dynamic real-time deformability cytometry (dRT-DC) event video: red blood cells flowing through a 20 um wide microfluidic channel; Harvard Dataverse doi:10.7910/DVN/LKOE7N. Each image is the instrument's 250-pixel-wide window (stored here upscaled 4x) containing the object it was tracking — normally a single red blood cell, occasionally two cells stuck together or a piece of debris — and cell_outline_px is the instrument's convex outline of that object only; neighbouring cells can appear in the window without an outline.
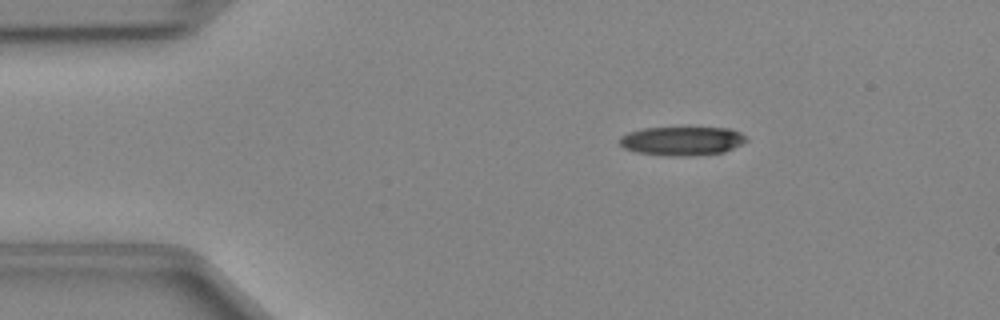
{"species": "Egyptian fruit bat (a non-hibernating species)", "species_latin": "Rousettus aegyptiacus", "temperature_condition": "cold", "stored_images_in_passage": 41, "camera_frame_rate_fps": 3000, "um_per_image_px": 0.085, "animal": {"sex": "female"}, "frame": {"image": 1, "passage_image": 1, "time_ms": 0.0, "image_size_px": [1000, 320], "cell_outline_px": [[748, 140], [724, 152], [688, 156], [668, 156], [636, 152], [624, 148], [616, 140], [620, 136], [628, 132], [644, 128], [728, 128], [740, 132]], "centroid_in_image_um": [57.91, 11.98], "position_along_channel_um": 27.1, "area_um2": 21.27}}
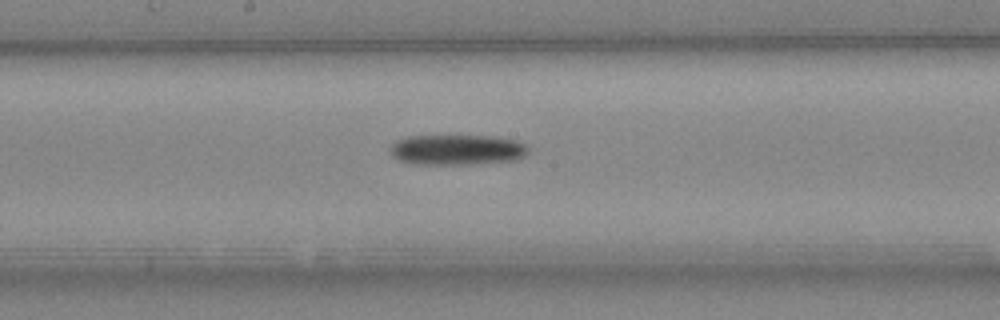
{"frame": {"image": 2, "passage_image": 18, "time_ms": 5.667, "image_size_px": [1000, 320], "cell_outline_px": [[528, 152], [524, 156], [516, 160], [472, 164], [412, 164], [400, 160], [392, 156], [388, 152], [388, 148], [396, 140], [408, 136], [492, 136], [516, 140], [528, 144]], "centroid_in_image_um": [38.83, 12.73], "position_along_channel_um": 209.4, "area_um2": 24.74}}
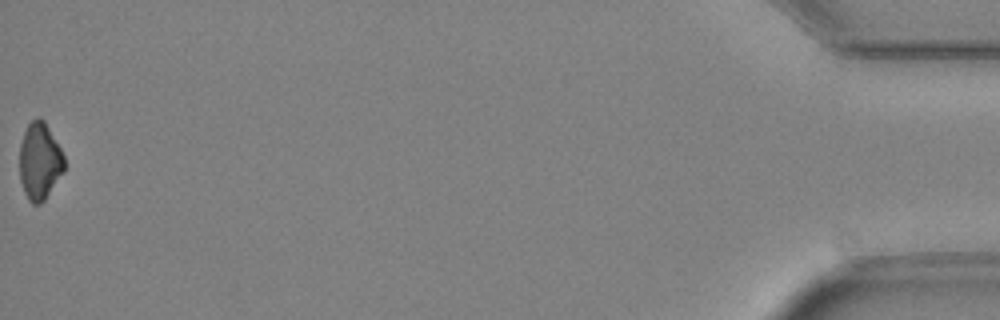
{"frame": {"image": 3, "passage_image": 41, "time_ms": 13.333, "image_size_px": [1000, 320], "cell_outline_px": [[64, 172], [44, 200], [40, 204], [32, 204], [28, 200], [24, 192], [20, 180], [20, 144], [24, 132], [28, 124], [36, 116], [40, 116], [44, 120], [60, 148], [64, 156]], "centroid_in_image_um": [3.37, 13.7], "position_along_channel_um": 431.8, "area_um2": 20.11}}